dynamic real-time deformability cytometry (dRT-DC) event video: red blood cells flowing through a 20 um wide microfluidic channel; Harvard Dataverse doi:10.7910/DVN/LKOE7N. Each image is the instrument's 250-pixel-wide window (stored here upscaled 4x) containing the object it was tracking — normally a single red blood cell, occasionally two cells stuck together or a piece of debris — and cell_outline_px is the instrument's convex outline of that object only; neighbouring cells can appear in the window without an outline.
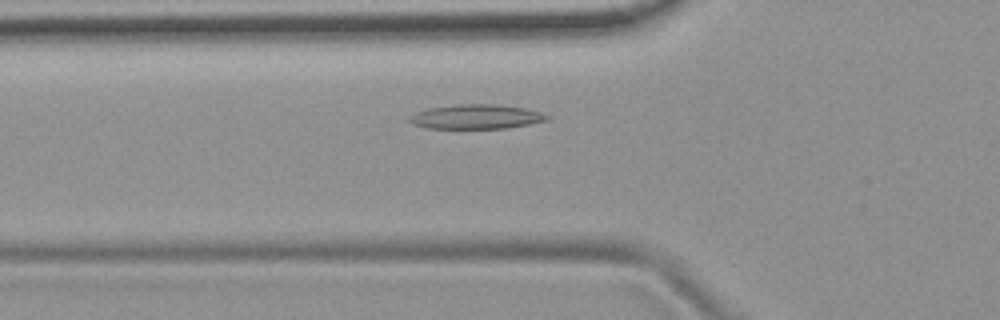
{"species": "common noctule bat (a hibernating species)", "species_latin": "Nyctalus noctula", "temperature_condition": "room temperature", "stored_images_in_passage": 45, "camera_frame_rate_fps": 3000, "um_per_image_px": 0.085, "animal": {"sex": "female", "body_mass_g": 19.9}, "frame": {"image": 1, "passage_image": 12, "time_ms": 3.667, "image_size_px": [1000, 320], "cell_outline_px": [[548, 120], [508, 128], [428, 128], [412, 124], [408, 120], [408, 116], [416, 112], [428, 108], [456, 104], [500, 104], [524, 108], [540, 112], [548, 116]], "centroid_in_image_um": [40.43, 9.91], "position_along_channel_um": 85.4, "area_um2": 19.59}}
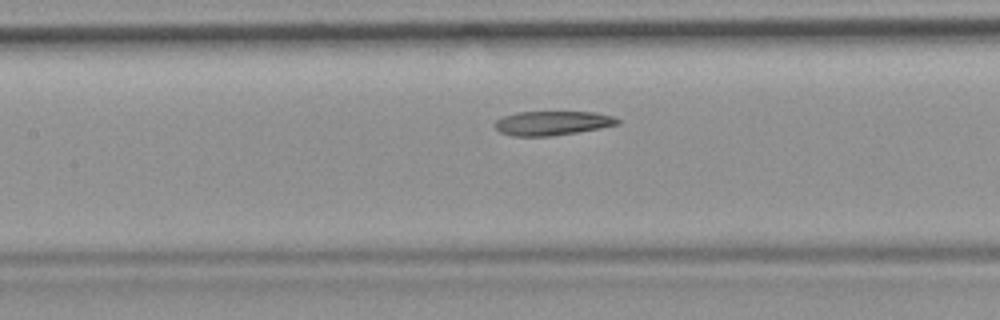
{"frame": {"image": 2, "passage_image": 18, "time_ms": 5.667, "image_size_px": [1000, 320], "cell_outline_px": [[620, 124], [600, 128], [576, 132], [548, 136], [512, 136], [500, 132], [492, 124], [496, 120], [504, 116], [516, 112], [596, 112], [612, 116], [620, 120]], "centroid_in_image_um": [46.93, 10.46], "position_along_channel_um": 160.5, "area_um2": 17.28}}
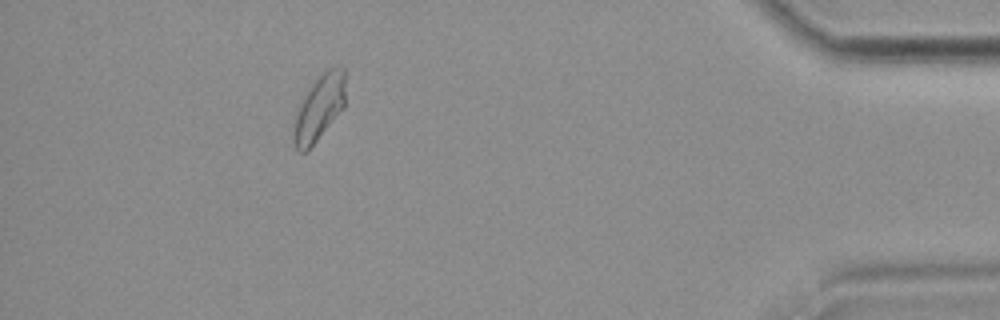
{"frame": {"image": 3, "passage_image": 42, "time_ms": 13.667, "image_size_px": [1000, 320], "cell_outline_px": [[344, 108], [316, 140], [304, 152], [300, 152], [296, 148], [292, 140], [292, 136], [296, 116], [304, 92], [328, 68], [344, 68]], "centroid_in_image_um": [27.11, 9.17], "position_along_channel_um": 408.1, "area_um2": 19.25}}